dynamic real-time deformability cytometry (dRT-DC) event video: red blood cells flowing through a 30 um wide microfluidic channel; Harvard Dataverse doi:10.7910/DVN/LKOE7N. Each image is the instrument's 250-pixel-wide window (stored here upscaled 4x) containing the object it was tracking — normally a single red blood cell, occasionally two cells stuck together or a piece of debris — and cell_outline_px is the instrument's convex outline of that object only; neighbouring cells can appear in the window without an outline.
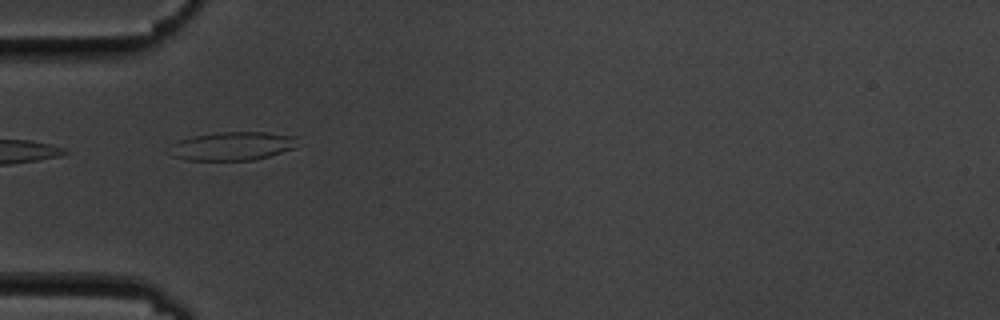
{"species": "common noctule bat (a hibernating species)", "species_latin": "Nyctalus noctula", "temperature_condition": "cold", "stored_images_in_passage": 3, "camera_frame_rate_fps": 3000, "um_per_image_px": 0.085, "animal": {"sex": "male", "body_mass_g": 19.5, "forearm_length_mm": 54.6}, "frame": {"image": 1, "passage_image": 2, "time_ms": 1.333, "image_size_px": [1000, 320], "cell_outline_px": [[300, 136], [296, 148], [268, 156], [252, 160], [184, 160], [172, 156], [164, 152], [172, 144], [180, 140], [192, 136], [220, 132], [268, 132]], "centroid_in_image_um": [19.75, 12.41], "position_along_channel_um": 65.2, "area_um2": 21.73}}